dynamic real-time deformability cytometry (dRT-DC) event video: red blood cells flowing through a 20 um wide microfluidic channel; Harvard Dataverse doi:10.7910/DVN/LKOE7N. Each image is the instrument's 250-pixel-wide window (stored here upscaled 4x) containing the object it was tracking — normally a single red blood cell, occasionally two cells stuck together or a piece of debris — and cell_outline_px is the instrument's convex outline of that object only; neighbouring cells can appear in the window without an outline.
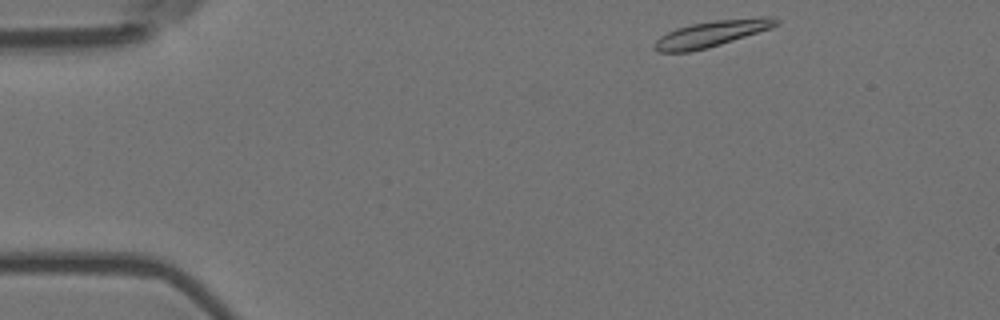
{"species": "Egyptian fruit bat (a non-hibernating species)", "species_latin": "Rousettus aegyptiacus", "temperature_condition": "room temperature", "stored_images_in_passage": 50, "camera_frame_rate_fps": 3000, "um_per_image_px": 0.085, "animal": {"sex": "female"}, "frame": {"image": 1, "passage_image": 1, "time_ms": 0.0, "image_size_px": [1000, 320], "cell_outline_px": [[780, 24], [708, 48], [688, 52], [660, 52], [652, 48], [652, 44], [660, 36], [676, 28], [692, 24], [716, 20], [760, 16], [772, 16], [780, 20]], "centroid_in_image_um": [60.45, 2.85], "position_along_channel_um": 24.5, "area_um2": 18.38}}
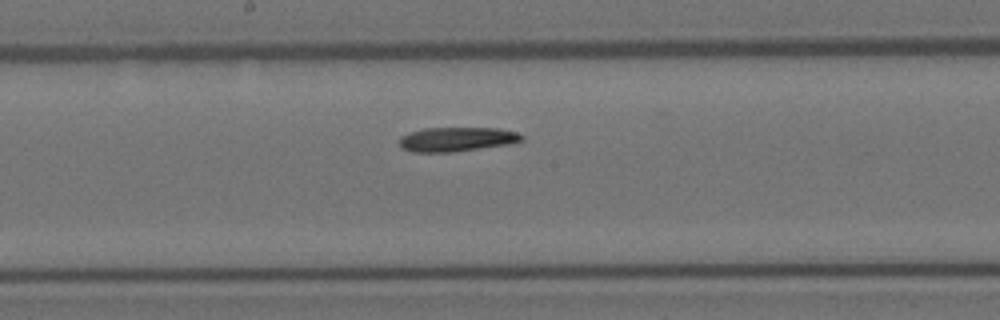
{"frame": {"image": 2, "passage_image": 23, "time_ms": 7.333, "image_size_px": [1000, 320], "cell_outline_px": [[524, 140], [508, 144], [452, 152], [412, 152], [400, 148], [400, 136], [408, 132], [424, 128], [500, 128], [516, 132], [524, 136]], "centroid_in_image_um": [38.8, 11.83], "position_along_channel_um": 209.4, "area_um2": 17.4}}
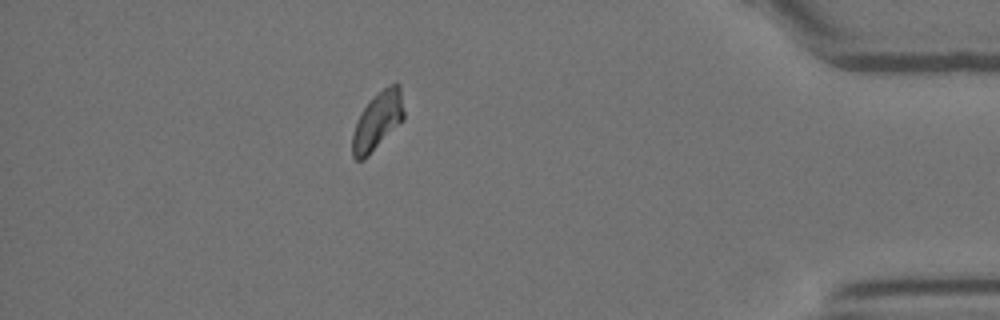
{"frame": {"image": 3, "passage_image": 43, "time_ms": 14.0, "image_size_px": [1000, 320], "cell_outline_px": [[404, 120], [364, 160], [356, 160], [352, 156], [352, 132], [356, 120], [360, 112], [372, 96], [396, 80], [400, 84], [404, 112]], "centroid_in_image_um": [32.09, 10.26], "position_along_channel_um": 403.1, "area_um2": 17.8}}